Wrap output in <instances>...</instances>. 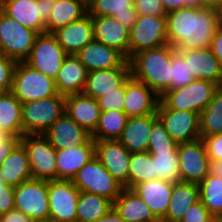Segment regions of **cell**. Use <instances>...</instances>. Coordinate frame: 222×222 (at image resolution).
I'll use <instances>...</instances> for the list:
<instances>
[{"instance_id": "44", "label": "cell", "mask_w": 222, "mask_h": 222, "mask_svg": "<svg viewBox=\"0 0 222 222\" xmlns=\"http://www.w3.org/2000/svg\"><path fill=\"white\" fill-rule=\"evenodd\" d=\"M17 62L0 52V93L12 90L13 74Z\"/></svg>"}, {"instance_id": "37", "label": "cell", "mask_w": 222, "mask_h": 222, "mask_svg": "<svg viewBox=\"0 0 222 222\" xmlns=\"http://www.w3.org/2000/svg\"><path fill=\"white\" fill-rule=\"evenodd\" d=\"M198 186L203 205L214 218H222V178L209 173Z\"/></svg>"}, {"instance_id": "3", "label": "cell", "mask_w": 222, "mask_h": 222, "mask_svg": "<svg viewBox=\"0 0 222 222\" xmlns=\"http://www.w3.org/2000/svg\"><path fill=\"white\" fill-rule=\"evenodd\" d=\"M219 86L208 80L194 79L188 85L165 92L158 109H175L200 113L211 102Z\"/></svg>"}, {"instance_id": "4", "label": "cell", "mask_w": 222, "mask_h": 222, "mask_svg": "<svg viewBox=\"0 0 222 222\" xmlns=\"http://www.w3.org/2000/svg\"><path fill=\"white\" fill-rule=\"evenodd\" d=\"M65 113V96L56 94L22 104L23 134H43Z\"/></svg>"}, {"instance_id": "32", "label": "cell", "mask_w": 222, "mask_h": 222, "mask_svg": "<svg viewBox=\"0 0 222 222\" xmlns=\"http://www.w3.org/2000/svg\"><path fill=\"white\" fill-rule=\"evenodd\" d=\"M87 13V0H57L54 2L46 22V33H53L57 29L81 19Z\"/></svg>"}, {"instance_id": "30", "label": "cell", "mask_w": 222, "mask_h": 222, "mask_svg": "<svg viewBox=\"0 0 222 222\" xmlns=\"http://www.w3.org/2000/svg\"><path fill=\"white\" fill-rule=\"evenodd\" d=\"M0 173L5 183L14 187L33 179L27 150L21 142L3 161Z\"/></svg>"}, {"instance_id": "23", "label": "cell", "mask_w": 222, "mask_h": 222, "mask_svg": "<svg viewBox=\"0 0 222 222\" xmlns=\"http://www.w3.org/2000/svg\"><path fill=\"white\" fill-rule=\"evenodd\" d=\"M93 157H95V143L92 137L81 146L56 150L57 180H72Z\"/></svg>"}, {"instance_id": "27", "label": "cell", "mask_w": 222, "mask_h": 222, "mask_svg": "<svg viewBox=\"0 0 222 222\" xmlns=\"http://www.w3.org/2000/svg\"><path fill=\"white\" fill-rule=\"evenodd\" d=\"M158 120L157 114L128 117L126 127L118 141L130 152H146L149 146V135L153 124Z\"/></svg>"}, {"instance_id": "39", "label": "cell", "mask_w": 222, "mask_h": 222, "mask_svg": "<svg viewBox=\"0 0 222 222\" xmlns=\"http://www.w3.org/2000/svg\"><path fill=\"white\" fill-rule=\"evenodd\" d=\"M154 164V179L181 182L178 152L150 153Z\"/></svg>"}, {"instance_id": "33", "label": "cell", "mask_w": 222, "mask_h": 222, "mask_svg": "<svg viewBox=\"0 0 222 222\" xmlns=\"http://www.w3.org/2000/svg\"><path fill=\"white\" fill-rule=\"evenodd\" d=\"M200 200L199 186L196 183H174L171 200L165 217L169 222H179L188 208Z\"/></svg>"}, {"instance_id": "46", "label": "cell", "mask_w": 222, "mask_h": 222, "mask_svg": "<svg viewBox=\"0 0 222 222\" xmlns=\"http://www.w3.org/2000/svg\"><path fill=\"white\" fill-rule=\"evenodd\" d=\"M210 162L222 160V133L201 136Z\"/></svg>"}, {"instance_id": "15", "label": "cell", "mask_w": 222, "mask_h": 222, "mask_svg": "<svg viewBox=\"0 0 222 222\" xmlns=\"http://www.w3.org/2000/svg\"><path fill=\"white\" fill-rule=\"evenodd\" d=\"M95 156L108 173L124 188L129 189V161L131 153L118 140H94Z\"/></svg>"}, {"instance_id": "58", "label": "cell", "mask_w": 222, "mask_h": 222, "mask_svg": "<svg viewBox=\"0 0 222 222\" xmlns=\"http://www.w3.org/2000/svg\"><path fill=\"white\" fill-rule=\"evenodd\" d=\"M8 184L5 183L4 178L1 176L0 173V188H6Z\"/></svg>"}, {"instance_id": "45", "label": "cell", "mask_w": 222, "mask_h": 222, "mask_svg": "<svg viewBox=\"0 0 222 222\" xmlns=\"http://www.w3.org/2000/svg\"><path fill=\"white\" fill-rule=\"evenodd\" d=\"M213 219L212 214L203 205L202 201L199 200L188 208L179 222H211Z\"/></svg>"}, {"instance_id": "51", "label": "cell", "mask_w": 222, "mask_h": 222, "mask_svg": "<svg viewBox=\"0 0 222 222\" xmlns=\"http://www.w3.org/2000/svg\"><path fill=\"white\" fill-rule=\"evenodd\" d=\"M2 222H34L23 212L13 209L0 216Z\"/></svg>"}, {"instance_id": "59", "label": "cell", "mask_w": 222, "mask_h": 222, "mask_svg": "<svg viewBox=\"0 0 222 222\" xmlns=\"http://www.w3.org/2000/svg\"><path fill=\"white\" fill-rule=\"evenodd\" d=\"M4 10V0H0V13Z\"/></svg>"}, {"instance_id": "52", "label": "cell", "mask_w": 222, "mask_h": 222, "mask_svg": "<svg viewBox=\"0 0 222 222\" xmlns=\"http://www.w3.org/2000/svg\"><path fill=\"white\" fill-rule=\"evenodd\" d=\"M165 13L185 8V0H161Z\"/></svg>"}, {"instance_id": "19", "label": "cell", "mask_w": 222, "mask_h": 222, "mask_svg": "<svg viewBox=\"0 0 222 222\" xmlns=\"http://www.w3.org/2000/svg\"><path fill=\"white\" fill-rule=\"evenodd\" d=\"M188 61L194 79L208 80L222 87V66L211 48L177 49Z\"/></svg>"}, {"instance_id": "43", "label": "cell", "mask_w": 222, "mask_h": 222, "mask_svg": "<svg viewBox=\"0 0 222 222\" xmlns=\"http://www.w3.org/2000/svg\"><path fill=\"white\" fill-rule=\"evenodd\" d=\"M125 82L118 92H110L96 99L101 111H124Z\"/></svg>"}, {"instance_id": "42", "label": "cell", "mask_w": 222, "mask_h": 222, "mask_svg": "<svg viewBox=\"0 0 222 222\" xmlns=\"http://www.w3.org/2000/svg\"><path fill=\"white\" fill-rule=\"evenodd\" d=\"M178 144L171 138L165 130L164 125L158 119L151 129L149 135V153L178 152Z\"/></svg>"}, {"instance_id": "49", "label": "cell", "mask_w": 222, "mask_h": 222, "mask_svg": "<svg viewBox=\"0 0 222 222\" xmlns=\"http://www.w3.org/2000/svg\"><path fill=\"white\" fill-rule=\"evenodd\" d=\"M13 209H15L14 186L8 185L6 188H0V216Z\"/></svg>"}, {"instance_id": "11", "label": "cell", "mask_w": 222, "mask_h": 222, "mask_svg": "<svg viewBox=\"0 0 222 222\" xmlns=\"http://www.w3.org/2000/svg\"><path fill=\"white\" fill-rule=\"evenodd\" d=\"M80 191L72 180H48L49 222H75Z\"/></svg>"}, {"instance_id": "7", "label": "cell", "mask_w": 222, "mask_h": 222, "mask_svg": "<svg viewBox=\"0 0 222 222\" xmlns=\"http://www.w3.org/2000/svg\"><path fill=\"white\" fill-rule=\"evenodd\" d=\"M72 182L80 192L96 194L111 202H114L124 189L96 156L77 172Z\"/></svg>"}, {"instance_id": "14", "label": "cell", "mask_w": 222, "mask_h": 222, "mask_svg": "<svg viewBox=\"0 0 222 222\" xmlns=\"http://www.w3.org/2000/svg\"><path fill=\"white\" fill-rule=\"evenodd\" d=\"M53 4L50 0H4L3 11L26 28L42 34L46 33Z\"/></svg>"}, {"instance_id": "16", "label": "cell", "mask_w": 222, "mask_h": 222, "mask_svg": "<svg viewBox=\"0 0 222 222\" xmlns=\"http://www.w3.org/2000/svg\"><path fill=\"white\" fill-rule=\"evenodd\" d=\"M157 116L177 144L201 138L200 115L198 113L175 109H157Z\"/></svg>"}, {"instance_id": "61", "label": "cell", "mask_w": 222, "mask_h": 222, "mask_svg": "<svg viewBox=\"0 0 222 222\" xmlns=\"http://www.w3.org/2000/svg\"><path fill=\"white\" fill-rule=\"evenodd\" d=\"M154 222H169V221H166V220H164V219H157V220H155Z\"/></svg>"}, {"instance_id": "28", "label": "cell", "mask_w": 222, "mask_h": 222, "mask_svg": "<svg viewBox=\"0 0 222 222\" xmlns=\"http://www.w3.org/2000/svg\"><path fill=\"white\" fill-rule=\"evenodd\" d=\"M88 70L75 55H67L55 79L58 94L67 96L82 93Z\"/></svg>"}, {"instance_id": "17", "label": "cell", "mask_w": 222, "mask_h": 222, "mask_svg": "<svg viewBox=\"0 0 222 222\" xmlns=\"http://www.w3.org/2000/svg\"><path fill=\"white\" fill-rule=\"evenodd\" d=\"M75 56L88 72L100 69L130 68L128 59L121 52L96 40L85 45Z\"/></svg>"}, {"instance_id": "18", "label": "cell", "mask_w": 222, "mask_h": 222, "mask_svg": "<svg viewBox=\"0 0 222 222\" xmlns=\"http://www.w3.org/2000/svg\"><path fill=\"white\" fill-rule=\"evenodd\" d=\"M160 97L131 75L125 81L124 112L128 117L157 114Z\"/></svg>"}, {"instance_id": "34", "label": "cell", "mask_w": 222, "mask_h": 222, "mask_svg": "<svg viewBox=\"0 0 222 222\" xmlns=\"http://www.w3.org/2000/svg\"><path fill=\"white\" fill-rule=\"evenodd\" d=\"M21 111L22 103L11 91L0 93V130L21 138L24 135Z\"/></svg>"}, {"instance_id": "55", "label": "cell", "mask_w": 222, "mask_h": 222, "mask_svg": "<svg viewBox=\"0 0 222 222\" xmlns=\"http://www.w3.org/2000/svg\"><path fill=\"white\" fill-rule=\"evenodd\" d=\"M185 7L204 8L202 0H185Z\"/></svg>"}, {"instance_id": "56", "label": "cell", "mask_w": 222, "mask_h": 222, "mask_svg": "<svg viewBox=\"0 0 222 222\" xmlns=\"http://www.w3.org/2000/svg\"><path fill=\"white\" fill-rule=\"evenodd\" d=\"M202 2L205 7L217 8L222 2V0H202Z\"/></svg>"}, {"instance_id": "26", "label": "cell", "mask_w": 222, "mask_h": 222, "mask_svg": "<svg viewBox=\"0 0 222 222\" xmlns=\"http://www.w3.org/2000/svg\"><path fill=\"white\" fill-rule=\"evenodd\" d=\"M129 76L130 68L100 69L88 72L82 93L98 99L106 93L118 92V88Z\"/></svg>"}, {"instance_id": "13", "label": "cell", "mask_w": 222, "mask_h": 222, "mask_svg": "<svg viewBox=\"0 0 222 222\" xmlns=\"http://www.w3.org/2000/svg\"><path fill=\"white\" fill-rule=\"evenodd\" d=\"M181 182L201 183L209 174L210 160L202 138L177 146Z\"/></svg>"}, {"instance_id": "8", "label": "cell", "mask_w": 222, "mask_h": 222, "mask_svg": "<svg viewBox=\"0 0 222 222\" xmlns=\"http://www.w3.org/2000/svg\"><path fill=\"white\" fill-rule=\"evenodd\" d=\"M14 205L34 222H49L48 181L31 179L15 186Z\"/></svg>"}, {"instance_id": "1", "label": "cell", "mask_w": 222, "mask_h": 222, "mask_svg": "<svg viewBox=\"0 0 222 222\" xmlns=\"http://www.w3.org/2000/svg\"><path fill=\"white\" fill-rule=\"evenodd\" d=\"M167 39L175 49L210 48L220 21L214 7H185L166 14Z\"/></svg>"}, {"instance_id": "24", "label": "cell", "mask_w": 222, "mask_h": 222, "mask_svg": "<svg viewBox=\"0 0 222 222\" xmlns=\"http://www.w3.org/2000/svg\"><path fill=\"white\" fill-rule=\"evenodd\" d=\"M56 150L83 145L91 135L64 113L43 133Z\"/></svg>"}, {"instance_id": "50", "label": "cell", "mask_w": 222, "mask_h": 222, "mask_svg": "<svg viewBox=\"0 0 222 222\" xmlns=\"http://www.w3.org/2000/svg\"><path fill=\"white\" fill-rule=\"evenodd\" d=\"M210 48L222 66V25L217 28Z\"/></svg>"}, {"instance_id": "57", "label": "cell", "mask_w": 222, "mask_h": 222, "mask_svg": "<svg viewBox=\"0 0 222 222\" xmlns=\"http://www.w3.org/2000/svg\"><path fill=\"white\" fill-rule=\"evenodd\" d=\"M216 9H217L220 25H222V2Z\"/></svg>"}, {"instance_id": "10", "label": "cell", "mask_w": 222, "mask_h": 222, "mask_svg": "<svg viewBox=\"0 0 222 222\" xmlns=\"http://www.w3.org/2000/svg\"><path fill=\"white\" fill-rule=\"evenodd\" d=\"M21 143L27 150L33 179L57 180L56 149L44 134H25Z\"/></svg>"}, {"instance_id": "20", "label": "cell", "mask_w": 222, "mask_h": 222, "mask_svg": "<svg viewBox=\"0 0 222 222\" xmlns=\"http://www.w3.org/2000/svg\"><path fill=\"white\" fill-rule=\"evenodd\" d=\"M52 34L68 55H75L94 40L92 16L87 13L81 19L57 29Z\"/></svg>"}, {"instance_id": "40", "label": "cell", "mask_w": 222, "mask_h": 222, "mask_svg": "<svg viewBox=\"0 0 222 222\" xmlns=\"http://www.w3.org/2000/svg\"><path fill=\"white\" fill-rule=\"evenodd\" d=\"M154 180V164L151 154L146 152L131 153L129 161V189L143 182Z\"/></svg>"}, {"instance_id": "21", "label": "cell", "mask_w": 222, "mask_h": 222, "mask_svg": "<svg viewBox=\"0 0 222 222\" xmlns=\"http://www.w3.org/2000/svg\"><path fill=\"white\" fill-rule=\"evenodd\" d=\"M94 40L117 49L129 60L130 30L111 16H92Z\"/></svg>"}, {"instance_id": "2", "label": "cell", "mask_w": 222, "mask_h": 222, "mask_svg": "<svg viewBox=\"0 0 222 222\" xmlns=\"http://www.w3.org/2000/svg\"><path fill=\"white\" fill-rule=\"evenodd\" d=\"M172 46L163 45L134 54L128 61L130 75L159 97L170 91Z\"/></svg>"}, {"instance_id": "31", "label": "cell", "mask_w": 222, "mask_h": 222, "mask_svg": "<svg viewBox=\"0 0 222 222\" xmlns=\"http://www.w3.org/2000/svg\"><path fill=\"white\" fill-rule=\"evenodd\" d=\"M113 208L126 222H154V216L148 205L131 189L124 188L113 202Z\"/></svg>"}, {"instance_id": "54", "label": "cell", "mask_w": 222, "mask_h": 222, "mask_svg": "<svg viewBox=\"0 0 222 222\" xmlns=\"http://www.w3.org/2000/svg\"><path fill=\"white\" fill-rule=\"evenodd\" d=\"M209 173L222 178V160L216 162H210Z\"/></svg>"}, {"instance_id": "29", "label": "cell", "mask_w": 222, "mask_h": 222, "mask_svg": "<svg viewBox=\"0 0 222 222\" xmlns=\"http://www.w3.org/2000/svg\"><path fill=\"white\" fill-rule=\"evenodd\" d=\"M87 6L91 16H111L129 30L137 18L134 0H87Z\"/></svg>"}, {"instance_id": "9", "label": "cell", "mask_w": 222, "mask_h": 222, "mask_svg": "<svg viewBox=\"0 0 222 222\" xmlns=\"http://www.w3.org/2000/svg\"><path fill=\"white\" fill-rule=\"evenodd\" d=\"M168 44L166 16L137 15L130 30L129 59L141 51Z\"/></svg>"}, {"instance_id": "36", "label": "cell", "mask_w": 222, "mask_h": 222, "mask_svg": "<svg viewBox=\"0 0 222 222\" xmlns=\"http://www.w3.org/2000/svg\"><path fill=\"white\" fill-rule=\"evenodd\" d=\"M128 116L124 111H101L94 140H118L126 127Z\"/></svg>"}, {"instance_id": "60", "label": "cell", "mask_w": 222, "mask_h": 222, "mask_svg": "<svg viewBox=\"0 0 222 222\" xmlns=\"http://www.w3.org/2000/svg\"><path fill=\"white\" fill-rule=\"evenodd\" d=\"M211 222H222V218H214Z\"/></svg>"}, {"instance_id": "35", "label": "cell", "mask_w": 222, "mask_h": 222, "mask_svg": "<svg viewBox=\"0 0 222 222\" xmlns=\"http://www.w3.org/2000/svg\"><path fill=\"white\" fill-rule=\"evenodd\" d=\"M112 208L113 202L107 198L88 192H80L76 211L77 221L95 222Z\"/></svg>"}, {"instance_id": "12", "label": "cell", "mask_w": 222, "mask_h": 222, "mask_svg": "<svg viewBox=\"0 0 222 222\" xmlns=\"http://www.w3.org/2000/svg\"><path fill=\"white\" fill-rule=\"evenodd\" d=\"M67 55L52 33H42L36 37L25 62L55 81Z\"/></svg>"}, {"instance_id": "38", "label": "cell", "mask_w": 222, "mask_h": 222, "mask_svg": "<svg viewBox=\"0 0 222 222\" xmlns=\"http://www.w3.org/2000/svg\"><path fill=\"white\" fill-rule=\"evenodd\" d=\"M200 136L222 133V87H219L211 102L200 113Z\"/></svg>"}, {"instance_id": "25", "label": "cell", "mask_w": 222, "mask_h": 222, "mask_svg": "<svg viewBox=\"0 0 222 222\" xmlns=\"http://www.w3.org/2000/svg\"><path fill=\"white\" fill-rule=\"evenodd\" d=\"M174 183L154 179L135 185L131 190L145 202L157 219H163L169 207Z\"/></svg>"}, {"instance_id": "6", "label": "cell", "mask_w": 222, "mask_h": 222, "mask_svg": "<svg viewBox=\"0 0 222 222\" xmlns=\"http://www.w3.org/2000/svg\"><path fill=\"white\" fill-rule=\"evenodd\" d=\"M39 34L0 13V52L16 62H25Z\"/></svg>"}, {"instance_id": "5", "label": "cell", "mask_w": 222, "mask_h": 222, "mask_svg": "<svg viewBox=\"0 0 222 222\" xmlns=\"http://www.w3.org/2000/svg\"><path fill=\"white\" fill-rule=\"evenodd\" d=\"M11 92L22 104L58 94L55 81L26 62H17Z\"/></svg>"}, {"instance_id": "41", "label": "cell", "mask_w": 222, "mask_h": 222, "mask_svg": "<svg viewBox=\"0 0 222 222\" xmlns=\"http://www.w3.org/2000/svg\"><path fill=\"white\" fill-rule=\"evenodd\" d=\"M170 90L182 88L194 80L190 72L188 61L174 47H172Z\"/></svg>"}, {"instance_id": "48", "label": "cell", "mask_w": 222, "mask_h": 222, "mask_svg": "<svg viewBox=\"0 0 222 222\" xmlns=\"http://www.w3.org/2000/svg\"><path fill=\"white\" fill-rule=\"evenodd\" d=\"M20 142L21 138L13 137L8 132L0 130V166Z\"/></svg>"}, {"instance_id": "53", "label": "cell", "mask_w": 222, "mask_h": 222, "mask_svg": "<svg viewBox=\"0 0 222 222\" xmlns=\"http://www.w3.org/2000/svg\"><path fill=\"white\" fill-rule=\"evenodd\" d=\"M95 222H126L114 208Z\"/></svg>"}, {"instance_id": "47", "label": "cell", "mask_w": 222, "mask_h": 222, "mask_svg": "<svg viewBox=\"0 0 222 222\" xmlns=\"http://www.w3.org/2000/svg\"><path fill=\"white\" fill-rule=\"evenodd\" d=\"M137 15L166 16L161 0H134Z\"/></svg>"}, {"instance_id": "22", "label": "cell", "mask_w": 222, "mask_h": 222, "mask_svg": "<svg viewBox=\"0 0 222 222\" xmlns=\"http://www.w3.org/2000/svg\"><path fill=\"white\" fill-rule=\"evenodd\" d=\"M65 113L92 135L97 128L101 109L96 99L77 93L65 96Z\"/></svg>"}]
</instances>
